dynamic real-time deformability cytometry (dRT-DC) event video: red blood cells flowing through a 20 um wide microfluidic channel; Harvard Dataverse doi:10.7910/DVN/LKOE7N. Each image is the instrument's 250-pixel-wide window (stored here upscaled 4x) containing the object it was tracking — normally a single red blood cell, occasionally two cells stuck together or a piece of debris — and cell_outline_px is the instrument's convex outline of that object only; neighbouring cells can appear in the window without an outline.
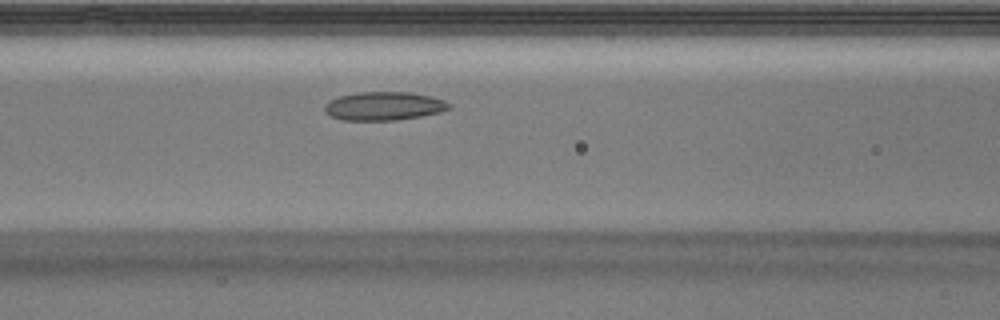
{"species": "Egyptian fruit bat (a non-hibernating species)", "species_latin": "Rousettus aegyptiacus", "temperature_condition": "warm", "stored_images_in_passage": 29, "camera_frame_rate_fps": 3000, "um_per_image_px": 0.085, "animal": {"sex": "male"}, "frame": {"image": 1, "passage_image": 5, "time_ms": 1.333, "image_size_px": [1000, 320], "cell_outline_px": [[452, 108], [440, 112], [420, 116], [396, 120], [344, 120], [332, 116], [324, 112], [324, 104], [328, 100], [340, 96], [356, 92], [408, 92], [432, 96], [444, 100]], "centroid_in_image_um": [32.61, 9.01], "position_along_channel_um": 134.0, "area_um2": 20.69}}